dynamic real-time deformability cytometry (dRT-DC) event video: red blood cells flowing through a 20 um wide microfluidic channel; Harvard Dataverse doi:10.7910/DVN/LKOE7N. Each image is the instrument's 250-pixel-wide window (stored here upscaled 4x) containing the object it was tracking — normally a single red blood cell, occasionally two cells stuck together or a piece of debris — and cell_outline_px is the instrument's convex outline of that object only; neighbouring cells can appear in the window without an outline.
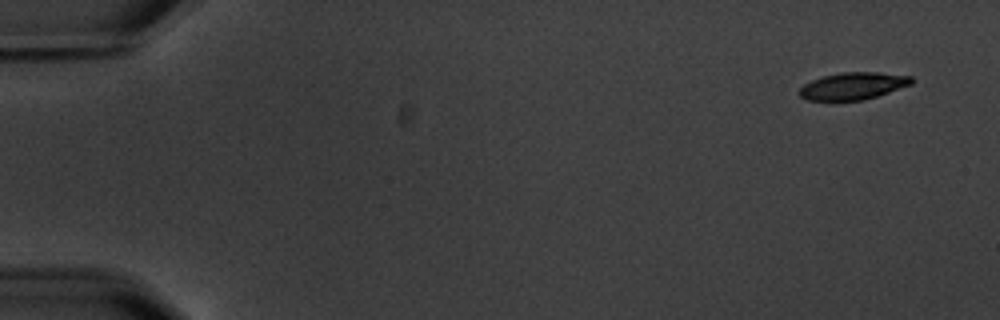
{"species": "common noctule bat (a hibernating species)", "species_latin": "Nyctalus noctula", "temperature_condition": "warm", "stored_images_in_passage": 3, "camera_frame_rate_fps": 3000, "um_per_image_px": 0.085, "animal": {"sex": "male", "body_mass_g": 20.1, "forearm_length_mm": 53.5}, "frame": {"image": 1, "passage_image": 1, "time_ms": 0.0, "image_size_px": [1000, 320], "cell_outline_px": [[912, 84], [864, 100], [836, 104], [808, 100], [800, 96], [796, 92], [804, 84], [812, 80], [824, 76], [840, 72], [880, 72], [912, 76]], "centroid_in_image_um": [72.43, 7.36], "position_along_channel_um": 12.6, "area_um2": 18.5}}
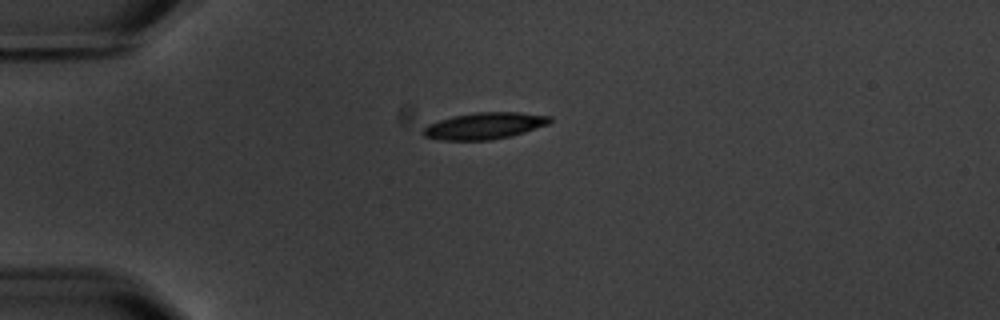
{"frame": {"image": 2, "passage_image": 3, "time_ms": 4.0, "image_size_px": [1000, 320], "cell_outline_px": [[552, 120], [548, 124], [512, 136], [488, 140], [440, 140], [424, 136], [420, 132], [428, 124], [452, 116], [476, 112], [520, 112], [552, 116]], "centroid_in_image_um": [41.17, 10.69], "position_along_channel_um": 43.8, "area_um2": 19.71}}